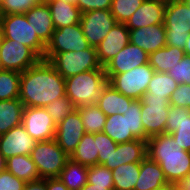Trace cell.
<instances>
[{"label":"cell","mask_w":190,"mask_h":190,"mask_svg":"<svg viewBox=\"0 0 190 190\" xmlns=\"http://www.w3.org/2000/svg\"><path fill=\"white\" fill-rule=\"evenodd\" d=\"M129 115L130 130L137 138L144 140V126L141 120V100H133L124 112Z\"/></svg>","instance_id":"39"},{"label":"cell","mask_w":190,"mask_h":190,"mask_svg":"<svg viewBox=\"0 0 190 190\" xmlns=\"http://www.w3.org/2000/svg\"><path fill=\"white\" fill-rule=\"evenodd\" d=\"M85 133L79 111L76 109L57 124L55 140L70 156Z\"/></svg>","instance_id":"14"},{"label":"cell","mask_w":190,"mask_h":190,"mask_svg":"<svg viewBox=\"0 0 190 190\" xmlns=\"http://www.w3.org/2000/svg\"><path fill=\"white\" fill-rule=\"evenodd\" d=\"M51 0H34L35 4H48Z\"/></svg>","instance_id":"53"},{"label":"cell","mask_w":190,"mask_h":190,"mask_svg":"<svg viewBox=\"0 0 190 190\" xmlns=\"http://www.w3.org/2000/svg\"><path fill=\"white\" fill-rule=\"evenodd\" d=\"M168 46L184 49L190 35V7L184 0H170L164 14Z\"/></svg>","instance_id":"4"},{"label":"cell","mask_w":190,"mask_h":190,"mask_svg":"<svg viewBox=\"0 0 190 190\" xmlns=\"http://www.w3.org/2000/svg\"><path fill=\"white\" fill-rule=\"evenodd\" d=\"M103 132L117 144L137 139L130 130L129 115L127 114L107 116Z\"/></svg>","instance_id":"27"},{"label":"cell","mask_w":190,"mask_h":190,"mask_svg":"<svg viewBox=\"0 0 190 190\" xmlns=\"http://www.w3.org/2000/svg\"><path fill=\"white\" fill-rule=\"evenodd\" d=\"M2 16H3V14H2V12H1V5H0V21H1V19H2Z\"/></svg>","instance_id":"58"},{"label":"cell","mask_w":190,"mask_h":190,"mask_svg":"<svg viewBox=\"0 0 190 190\" xmlns=\"http://www.w3.org/2000/svg\"><path fill=\"white\" fill-rule=\"evenodd\" d=\"M48 114L52 117L55 124H59L67 115H70L76 107L72 101L65 95L55 99L45 106Z\"/></svg>","instance_id":"37"},{"label":"cell","mask_w":190,"mask_h":190,"mask_svg":"<svg viewBox=\"0 0 190 190\" xmlns=\"http://www.w3.org/2000/svg\"><path fill=\"white\" fill-rule=\"evenodd\" d=\"M63 78L47 60L40 59L21 73L19 100L24 107H45L66 95Z\"/></svg>","instance_id":"1"},{"label":"cell","mask_w":190,"mask_h":190,"mask_svg":"<svg viewBox=\"0 0 190 190\" xmlns=\"http://www.w3.org/2000/svg\"><path fill=\"white\" fill-rule=\"evenodd\" d=\"M184 1L190 7V0H184Z\"/></svg>","instance_id":"57"},{"label":"cell","mask_w":190,"mask_h":190,"mask_svg":"<svg viewBox=\"0 0 190 190\" xmlns=\"http://www.w3.org/2000/svg\"><path fill=\"white\" fill-rule=\"evenodd\" d=\"M41 58L28 46L3 38L0 45V69L23 72Z\"/></svg>","instance_id":"11"},{"label":"cell","mask_w":190,"mask_h":190,"mask_svg":"<svg viewBox=\"0 0 190 190\" xmlns=\"http://www.w3.org/2000/svg\"><path fill=\"white\" fill-rule=\"evenodd\" d=\"M129 32L130 43L137 45L148 55L166 46L167 34L164 23L129 30Z\"/></svg>","instance_id":"19"},{"label":"cell","mask_w":190,"mask_h":190,"mask_svg":"<svg viewBox=\"0 0 190 190\" xmlns=\"http://www.w3.org/2000/svg\"><path fill=\"white\" fill-rule=\"evenodd\" d=\"M3 38H4V36H3V30H2L1 23H0V45H1L2 41H3Z\"/></svg>","instance_id":"54"},{"label":"cell","mask_w":190,"mask_h":190,"mask_svg":"<svg viewBox=\"0 0 190 190\" xmlns=\"http://www.w3.org/2000/svg\"><path fill=\"white\" fill-rule=\"evenodd\" d=\"M62 1L67 2V3H71V4L77 6V0H62Z\"/></svg>","instance_id":"55"},{"label":"cell","mask_w":190,"mask_h":190,"mask_svg":"<svg viewBox=\"0 0 190 190\" xmlns=\"http://www.w3.org/2000/svg\"><path fill=\"white\" fill-rule=\"evenodd\" d=\"M24 104L19 98L0 101V135L22 124Z\"/></svg>","instance_id":"28"},{"label":"cell","mask_w":190,"mask_h":190,"mask_svg":"<svg viewBox=\"0 0 190 190\" xmlns=\"http://www.w3.org/2000/svg\"><path fill=\"white\" fill-rule=\"evenodd\" d=\"M46 189L47 190H69L59 178H47Z\"/></svg>","instance_id":"46"},{"label":"cell","mask_w":190,"mask_h":190,"mask_svg":"<svg viewBox=\"0 0 190 190\" xmlns=\"http://www.w3.org/2000/svg\"><path fill=\"white\" fill-rule=\"evenodd\" d=\"M22 125L36 142L55 139L57 125L45 107H24Z\"/></svg>","instance_id":"13"},{"label":"cell","mask_w":190,"mask_h":190,"mask_svg":"<svg viewBox=\"0 0 190 190\" xmlns=\"http://www.w3.org/2000/svg\"><path fill=\"white\" fill-rule=\"evenodd\" d=\"M144 0H112L111 13L117 23H126Z\"/></svg>","instance_id":"36"},{"label":"cell","mask_w":190,"mask_h":190,"mask_svg":"<svg viewBox=\"0 0 190 190\" xmlns=\"http://www.w3.org/2000/svg\"><path fill=\"white\" fill-rule=\"evenodd\" d=\"M170 105L190 108V84H179L169 99Z\"/></svg>","instance_id":"43"},{"label":"cell","mask_w":190,"mask_h":190,"mask_svg":"<svg viewBox=\"0 0 190 190\" xmlns=\"http://www.w3.org/2000/svg\"><path fill=\"white\" fill-rule=\"evenodd\" d=\"M117 21L111 10H93L81 13L80 25L91 47L96 48L115 26Z\"/></svg>","instance_id":"12"},{"label":"cell","mask_w":190,"mask_h":190,"mask_svg":"<svg viewBox=\"0 0 190 190\" xmlns=\"http://www.w3.org/2000/svg\"><path fill=\"white\" fill-rule=\"evenodd\" d=\"M76 109L79 111L86 133L103 132L107 116L97 104L84 105Z\"/></svg>","instance_id":"34"},{"label":"cell","mask_w":190,"mask_h":190,"mask_svg":"<svg viewBox=\"0 0 190 190\" xmlns=\"http://www.w3.org/2000/svg\"><path fill=\"white\" fill-rule=\"evenodd\" d=\"M81 190H114V188H106V186L94 185L87 183Z\"/></svg>","instance_id":"49"},{"label":"cell","mask_w":190,"mask_h":190,"mask_svg":"<svg viewBox=\"0 0 190 190\" xmlns=\"http://www.w3.org/2000/svg\"><path fill=\"white\" fill-rule=\"evenodd\" d=\"M36 141L27 133L22 124L0 135V153L5 158L16 155H30Z\"/></svg>","instance_id":"15"},{"label":"cell","mask_w":190,"mask_h":190,"mask_svg":"<svg viewBox=\"0 0 190 190\" xmlns=\"http://www.w3.org/2000/svg\"><path fill=\"white\" fill-rule=\"evenodd\" d=\"M47 5L55 29L80 23L81 11L76 5L62 0H51Z\"/></svg>","instance_id":"25"},{"label":"cell","mask_w":190,"mask_h":190,"mask_svg":"<svg viewBox=\"0 0 190 190\" xmlns=\"http://www.w3.org/2000/svg\"><path fill=\"white\" fill-rule=\"evenodd\" d=\"M70 159L87 167L98 164L97 139H94V133L83 135Z\"/></svg>","instance_id":"30"},{"label":"cell","mask_w":190,"mask_h":190,"mask_svg":"<svg viewBox=\"0 0 190 190\" xmlns=\"http://www.w3.org/2000/svg\"><path fill=\"white\" fill-rule=\"evenodd\" d=\"M167 2L160 0H144L141 6L125 23L129 30L139 29L154 24L164 23Z\"/></svg>","instance_id":"20"},{"label":"cell","mask_w":190,"mask_h":190,"mask_svg":"<svg viewBox=\"0 0 190 190\" xmlns=\"http://www.w3.org/2000/svg\"><path fill=\"white\" fill-rule=\"evenodd\" d=\"M176 184L183 190H190V172Z\"/></svg>","instance_id":"48"},{"label":"cell","mask_w":190,"mask_h":190,"mask_svg":"<svg viewBox=\"0 0 190 190\" xmlns=\"http://www.w3.org/2000/svg\"><path fill=\"white\" fill-rule=\"evenodd\" d=\"M90 47L80 23L55 29L50 42L46 45L44 60L49 61L55 54L78 52Z\"/></svg>","instance_id":"10"},{"label":"cell","mask_w":190,"mask_h":190,"mask_svg":"<svg viewBox=\"0 0 190 190\" xmlns=\"http://www.w3.org/2000/svg\"><path fill=\"white\" fill-rule=\"evenodd\" d=\"M21 72L0 69V101L19 98Z\"/></svg>","instance_id":"35"},{"label":"cell","mask_w":190,"mask_h":190,"mask_svg":"<svg viewBox=\"0 0 190 190\" xmlns=\"http://www.w3.org/2000/svg\"><path fill=\"white\" fill-rule=\"evenodd\" d=\"M154 73L155 70L147 63L125 73L106 74V77L108 84L121 94L134 100H141Z\"/></svg>","instance_id":"7"},{"label":"cell","mask_w":190,"mask_h":190,"mask_svg":"<svg viewBox=\"0 0 190 190\" xmlns=\"http://www.w3.org/2000/svg\"><path fill=\"white\" fill-rule=\"evenodd\" d=\"M149 55L137 45L127 44L104 66L105 74H120L148 63Z\"/></svg>","instance_id":"18"},{"label":"cell","mask_w":190,"mask_h":190,"mask_svg":"<svg viewBox=\"0 0 190 190\" xmlns=\"http://www.w3.org/2000/svg\"><path fill=\"white\" fill-rule=\"evenodd\" d=\"M28 23L34 29L38 38L47 45L55 31L51 11L47 4H38L25 13Z\"/></svg>","instance_id":"22"},{"label":"cell","mask_w":190,"mask_h":190,"mask_svg":"<svg viewBox=\"0 0 190 190\" xmlns=\"http://www.w3.org/2000/svg\"><path fill=\"white\" fill-rule=\"evenodd\" d=\"M147 157L156 161L169 184L178 183L190 172V152L183 150L171 134H160L146 141Z\"/></svg>","instance_id":"2"},{"label":"cell","mask_w":190,"mask_h":190,"mask_svg":"<svg viewBox=\"0 0 190 190\" xmlns=\"http://www.w3.org/2000/svg\"><path fill=\"white\" fill-rule=\"evenodd\" d=\"M140 174V163L122 164L112 170L114 190H134Z\"/></svg>","instance_id":"32"},{"label":"cell","mask_w":190,"mask_h":190,"mask_svg":"<svg viewBox=\"0 0 190 190\" xmlns=\"http://www.w3.org/2000/svg\"><path fill=\"white\" fill-rule=\"evenodd\" d=\"M6 169V159L0 153V172Z\"/></svg>","instance_id":"51"},{"label":"cell","mask_w":190,"mask_h":190,"mask_svg":"<svg viewBox=\"0 0 190 190\" xmlns=\"http://www.w3.org/2000/svg\"><path fill=\"white\" fill-rule=\"evenodd\" d=\"M134 99L121 94L110 84H106L103 88L96 104L106 116L113 114H123L129 108L130 103Z\"/></svg>","instance_id":"24"},{"label":"cell","mask_w":190,"mask_h":190,"mask_svg":"<svg viewBox=\"0 0 190 190\" xmlns=\"http://www.w3.org/2000/svg\"><path fill=\"white\" fill-rule=\"evenodd\" d=\"M0 23L5 39L22 43L31 48L41 59L44 58L46 45L38 38L25 14L3 15Z\"/></svg>","instance_id":"8"},{"label":"cell","mask_w":190,"mask_h":190,"mask_svg":"<svg viewBox=\"0 0 190 190\" xmlns=\"http://www.w3.org/2000/svg\"><path fill=\"white\" fill-rule=\"evenodd\" d=\"M49 62L65 79L89 70L104 68L98 60L96 48L91 46L78 52L70 51L55 54Z\"/></svg>","instance_id":"6"},{"label":"cell","mask_w":190,"mask_h":190,"mask_svg":"<svg viewBox=\"0 0 190 190\" xmlns=\"http://www.w3.org/2000/svg\"><path fill=\"white\" fill-rule=\"evenodd\" d=\"M169 100L166 97H142L141 120L144 126V140L165 133Z\"/></svg>","instance_id":"9"},{"label":"cell","mask_w":190,"mask_h":190,"mask_svg":"<svg viewBox=\"0 0 190 190\" xmlns=\"http://www.w3.org/2000/svg\"><path fill=\"white\" fill-rule=\"evenodd\" d=\"M178 85L168 73L155 72L142 97H166L169 100Z\"/></svg>","instance_id":"33"},{"label":"cell","mask_w":190,"mask_h":190,"mask_svg":"<svg viewBox=\"0 0 190 190\" xmlns=\"http://www.w3.org/2000/svg\"><path fill=\"white\" fill-rule=\"evenodd\" d=\"M25 184L7 169L0 172V190H24Z\"/></svg>","instance_id":"44"},{"label":"cell","mask_w":190,"mask_h":190,"mask_svg":"<svg viewBox=\"0 0 190 190\" xmlns=\"http://www.w3.org/2000/svg\"><path fill=\"white\" fill-rule=\"evenodd\" d=\"M107 83L104 68L82 72L65 79L66 96L76 108L96 104Z\"/></svg>","instance_id":"3"},{"label":"cell","mask_w":190,"mask_h":190,"mask_svg":"<svg viewBox=\"0 0 190 190\" xmlns=\"http://www.w3.org/2000/svg\"><path fill=\"white\" fill-rule=\"evenodd\" d=\"M183 50H184L185 55L190 56V35L187 39V42Z\"/></svg>","instance_id":"50"},{"label":"cell","mask_w":190,"mask_h":190,"mask_svg":"<svg viewBox=\"0 0 190 190\" xmlns=\"http://www.w3.org/2000/svg\"><path fill=\"white\" fill-rule=\"evenodd\" d=\"M168 184L160 165L146 156L140 163V174L134 190H154Z\"/></svg>","instance_id":"23"},{"label":"cell","mask_w":190,"mask_h":190,"mask_svg":"<svg viewBox=\"0 0 190 190\" xmlns=\"http://www.w3.org/2000/svg\"><path fill=\"white\" fill-rule=\"evenodd\" d=\"M58 178L69 190H81L87 184L88 167L69 159Z\"/></svg>","instance_id":"31"},{"label":"cell","mask_w":190,"mask_h":190,"mask_svg":"<svg viewBox=\"0 0 190 190\" xmlns=\"http://www.w3.org/2000/svg\"><path fill=\"white\" fill-rule=\"evenodd\" d=\"M94 139H97L98 164H110V156L117 148V143L104 132L94 133Z\"/></svg>","instance_id":"40"},{"label":"cell","mask_w":190,"mask_h":190,"mask_svg":"<svg viewBox=\"0 0 190 190\" xmlns=\"http://www.w3.org/2000/svg\"><path fill=\"white\" fill-rule=\"evenodd\" d=\"M6 169L17 178L25 181L40 179L37 167L30 155H16L6 159Z\"/></svg>","instance_id":"29"},{"label":"cell","mask_w":190,"mask_h":190,"mask_svg":"<svg viewBox=\"0 0 190 190\" xmlns=\"http://www.w3.org/2000/svg\"><path fill=\"white\" fill-rule=\"evenodd\" d=\"M129 43V29L125 23H116L103 41L96 47L97 57L102 67L110 62Z\"/></svg>","instance_id":"17"},{"label":"cell","mask_w":190,"mask_h":190,"mask_svg":"<svg viewBox=\"0 0 190 190\" xmlns=\"http://www.w3.org/2000/svg\"><path fill=\"white\" fill-rule=\"evenodd\" d=\"M154 190H167V185L162 186L161 188H158V189H154Z\"/></svg>","instance_id":"56"},{"label":"cell","mask_w":190,"mask_h":190,"mask_svg":"<svg viewBox=\"0 0 190 190\" xmlns=\"http://www.w3.org/2000/svg\"><path fill=\"white\" fill-rule=\"evenodd\" d=\"M24 190H47L46 179H39L37 181L26 182Z\"/></svg>","instance_id":"47"},{"label":"cell","mask_w":190,"mask_h":190,"mask_svg":"<svg viewBox=\"0 0 190 190\" xmlns=\"http://www.w3.org/2000/svg\"><path fill=\"white\" fill-rule=\"evenodd\" d=\"M160 1H162V2H169L170 0H160Z\"/></svg>","instance_id":"59"},{"label":"cell","mask_w":190,"mask_h":190,"mask_svg":"<svg viewBox=\"0 0 190 190\" xmlns=\"http://www.w3.org/2000/svg\"><path fill=\"white\" fill-rule=\"evenodd\" d=\"M165 133L190 152V108L169 105Z\"/></svg>","instance_id":"16"},{"label":"cell","mask_w":190,"mask_h":190,"mask_svg":"<svg viewBox=\"0 0 190 190\" xmlns=\"http://www.w3.org/2000/svg\"><path fill=\"white\" fill-rule=\"evenodd\" d=\"M185 56L184 50L166 45L164 48L149 54L148 63L155 72L167 73Z\"/></svg>","instance_id":"26"},{"label":"cell","mask_w":190,"mask_h":190,"mask_svg":"<svg viewBox=\"0 0 190 190\" xmlns=\"http://www.w3.org/2000/svg\"><path fill=\"white\" fill-rule=\"evenodd\" d=\"M30 156L37 167L40 179L58 178L70 159L55 139L36 142Z\"/></svg>","instance_id":"5"},{"label":"cell","mask_w":190,"mask_h":190,"mask_svg":"<svg viewBox=\"0 0 190 190\" xmlns=\"http://www.w3.org/2000/svg\"><path fill=\"white\" fill-rule=\"evenodd\" d=\"M167 190H183L179 185L177 184H168Z\"/></svg>","instance_id":"52"},{"label":"cell","mask_w":190,"mask_h":190,"mask_svg":"<svg viewBox=\"0 0 190 190\" xmlns=\"http://www.w3.org/2000/svg\"><path fill=\"white\" fill-rule=\"evenodd\" d=\"M1 12L3 15L25 14L36 4L34 0H1Z\"/></svg>","instance_id":"41"},{"label":"cell","mask_w":190,"mask_h":190,"mask_svg":"<svg viewBox=\"0 0 190 190\" xmlns=\"http://www.w3.org/2000/svg\"><path fill=\"white\" fill-rule=\"evenodd\" d=\"M147 156L146 141L135 139L130 142L117 144L110 156V164H103L110 170L127 163H141Z\"/></svg>","instance_id":"21"},{"label":"cell","mask_w":190,"mask_h":190,"mask_svg":"<svg viewBox=\"0 0 190 190\" xmlns=\"http://www.w3.org/2000/svg\"><path fill=\"white\" fill-rule=\"evenodd\" d=\"M112 0H77V7L81 13L93 10H110Z\"/></svg>","instance_id":"45"},{"label":"cell","mask_w":190,"mask_h":190,"mask_svg":"<svg viewBox=\"0 0 190 190\" xmlns=\"http://www.w3.org/2000/svg\"><path fill=\"white\" fill-rule=\"evenodd\" d=\"M87 183L114 188L112 170L100 164L88 167Z\"/></svg>","instance_id":"38"},{"label":"cell","mask_w":190,"mask_h":190,"mask_svg":"<svg viewBox=\"0 0 190 190\" xmlns=\"http://www.w3.org/2000/svg\"><path fill=\"white\" fill-rule=\"evenodd\" d=\"M178 84H190V56L183 59L167 72Z\"/></svg>","instance_id":"42"}]
</instances>
